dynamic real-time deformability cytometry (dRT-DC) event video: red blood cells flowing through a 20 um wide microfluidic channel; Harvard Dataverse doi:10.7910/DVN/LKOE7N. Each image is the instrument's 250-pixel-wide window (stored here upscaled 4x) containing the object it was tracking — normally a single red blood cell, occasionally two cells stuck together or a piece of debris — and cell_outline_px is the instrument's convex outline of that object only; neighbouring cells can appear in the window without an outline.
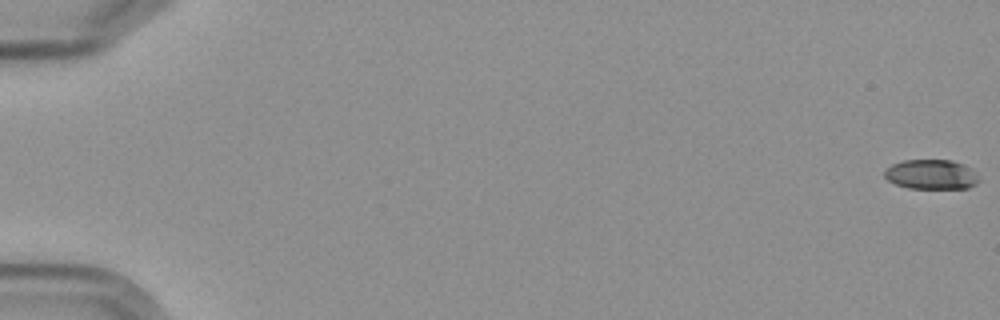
{"species": "Egyptian fruit bat (a non-hibernating species)", "species_latin": "Rousettus aegyptiacus", "temperature_condition": "cold", "stored_images_in_passage": 6, "camera_frame_rate_fps": 3000, "um_per_image_px": 0.085, "frame": {"image": 1, "passage_image": 1, "time_ms": 0.0, "image_size_px": [1000, 320], "cell_outline_px": [[980, 180], [976, 184], [968, 188], [908, 188], [896, 184], [888, 180], [884, 176], [884, 172], [892, 164], [904, 160], [952, 160], [964, 164]], "centroid_in_image_um": [79.14, 14.83], "position_along_channel_um": 5.9, "area_um2": 16.13}}
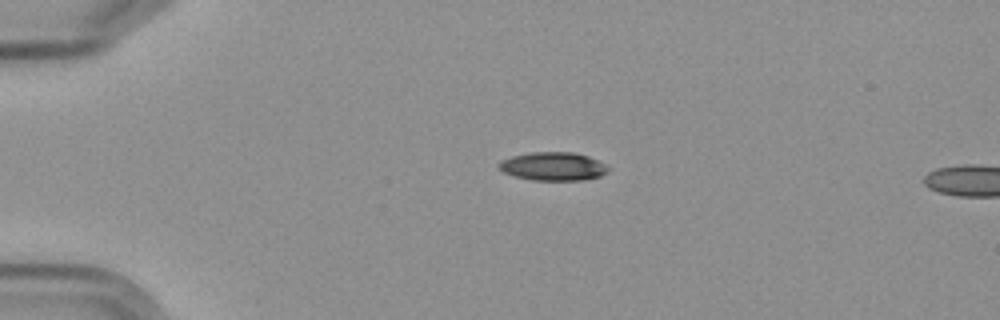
{"frame": {"image": 2, "passage_image": 5, "time_ms": 4.667, "image_size_px": [1000, 320], "cell_outline_px": [[608, 172], [600, 176], [584, 180], [532, 180], [516, 176], [504, 172], [496, 164], [500, 160], [512, 156], [532, 152], [572, 152], [588, 156], [604, 164], [608, 168]], "centroid_in_image_um": [47.0, 14.14], "position_along_channel_um": 38.0, "area_um2": 17.98}}